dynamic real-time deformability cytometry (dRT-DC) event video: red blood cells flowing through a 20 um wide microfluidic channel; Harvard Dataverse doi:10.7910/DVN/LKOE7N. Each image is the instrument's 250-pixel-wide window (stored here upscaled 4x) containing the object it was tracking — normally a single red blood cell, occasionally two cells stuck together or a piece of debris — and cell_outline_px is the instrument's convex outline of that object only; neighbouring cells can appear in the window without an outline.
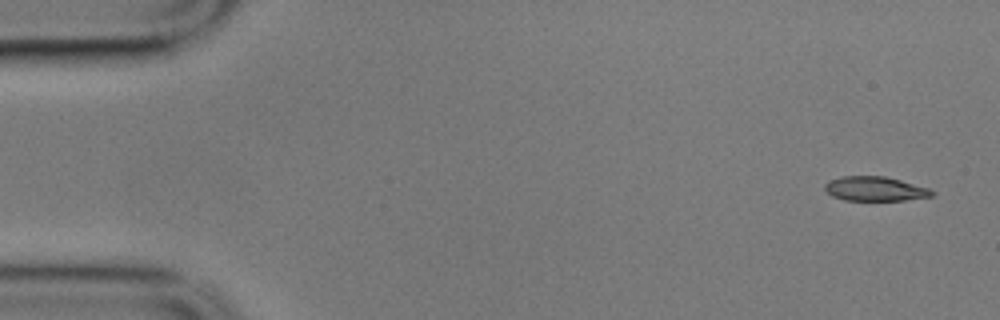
{"species": "common noctule bat (a hibernating species)", "species_latin": "Nyctalus noctula", "temperature_condition": "cold", "stored_images_in_passage": 4, "camera_frame_rate_fps": 3000, "um_per_image_px": 0.085, "animal": {"sex": "male", "body_mass_g": 17.9}, "frame": {"image": 1, "passage_image": 1, "time_ms": 0.0, "image_size_px": [1000, 320], "cell_outline_px": [[936, 192], [932, 196], [904, 200], [844, 200], [832, 196], [824, 188], [824, 184], [828, 180], [840, 176], [884, 176], [900, 180], [928, 188]], "centroid_in_image_um": [74.34, 16.04], "position_along_channel_um": 10.7, "area_um2": 15.2}}